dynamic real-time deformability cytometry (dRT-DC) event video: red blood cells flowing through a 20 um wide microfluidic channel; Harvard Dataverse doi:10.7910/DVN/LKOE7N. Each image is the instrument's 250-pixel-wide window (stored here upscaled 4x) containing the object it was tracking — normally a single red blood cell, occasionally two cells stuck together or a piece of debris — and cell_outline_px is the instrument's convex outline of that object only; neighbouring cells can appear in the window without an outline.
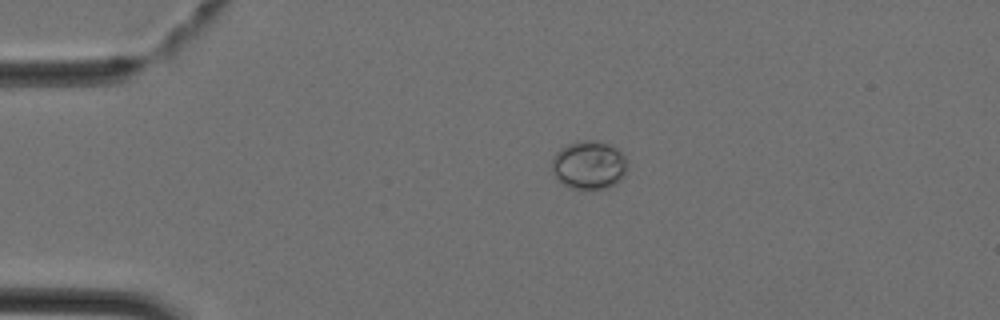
{"species": "Egyptian fruit bat (a non-hibernating species)", "species_latin": "Rousettus aegyptiacus", "temperature_condition": "cold", "stored_images_in_passage": 35, "camera_frame_rate_fps": 3000, "um_per_image_px": 0.085, "animal": {"sex": "female"}, "frame": {"image": 1, "passage_image": 1, "time_ms": 0.0, "image_size_px": [1000, 320], "cell_outline_px": [[628, 168], [624, 176], [616, 184], [608, 188], [592, 192], [568, 188], [556, 180], [552, 168], [552, 160], [556, 152], [560, 148], [568, 144], [584, 140], [596, 140], [608, 144], [616, 148], [628, 160]], "centroid_in_image_um": [50.07, 14.09], "position_along_channel_um": 34.9, "area_um2": 22.08}}
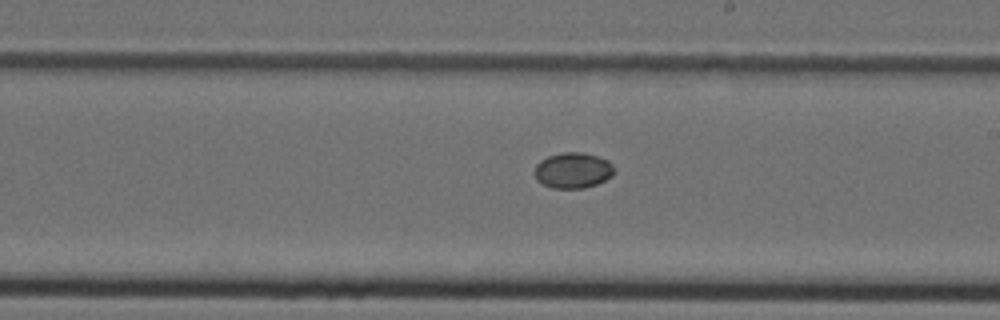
{"frame": {"image": 2, "passage_image": 17, "time_ms": 5.333, "image_size_px": [1000, 320], "cell_outline_px": [[612, 176], [596, 184], [584, 188], [552, 188], [536, 180], [536, 164], [540, 160], [548, 156], [564, 152], [584, 152], [608, 160], [612, 164]], "centroid_in_image_um": [48.69, 14.47], "position_along_channel_um": 240.3, "area_um2": 16.36}}
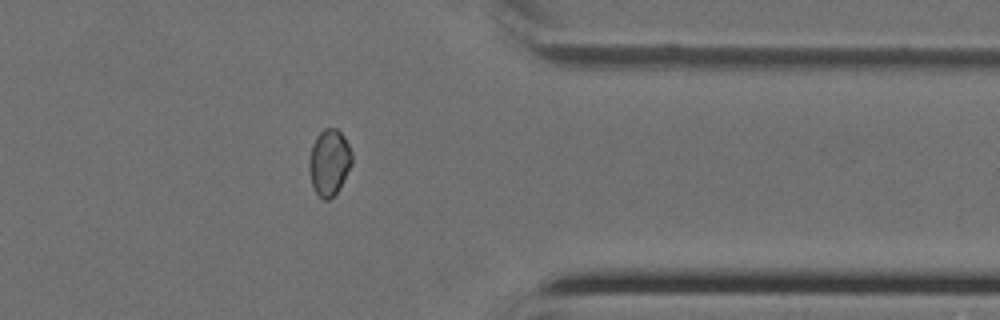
{"frame": {"image": 3, "passage_image": 27, "time_ms": 8.667, "image_size_px": [1000, 320], "cell_outline_px": [[352, 164], [340, 188], [328, 200], [324, 200], [316, 192], [312, 184], [308, 168], [308, 160], [312, 144], [316, 136], [324, 128], [336, 128], [344, 136], [352, 152]], "centroid_in_image_um": [27.98, 13.78], "position_along_channel_um": 383.4, "area_um2": 16.59}}